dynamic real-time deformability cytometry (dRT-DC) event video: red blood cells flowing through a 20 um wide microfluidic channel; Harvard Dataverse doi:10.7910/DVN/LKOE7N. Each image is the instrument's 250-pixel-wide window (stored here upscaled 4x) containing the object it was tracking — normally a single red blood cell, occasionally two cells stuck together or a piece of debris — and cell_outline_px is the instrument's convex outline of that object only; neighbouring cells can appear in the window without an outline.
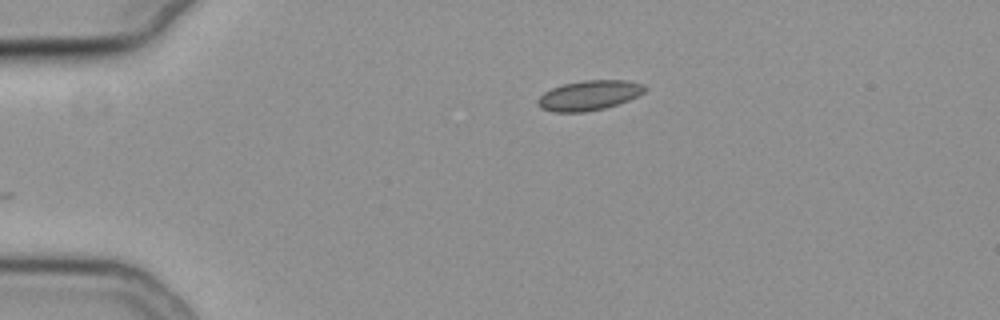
{"species": "common noctule bat (a hibernating species)", "species_latin": "Nyctalus noctula", "temperature_condition": "cold", "stored_images_in_passage": 35, "camera_frame_rate_fps": 3000, "um_per_image_px": 0.085, "animal": {"sex": "female", "body_mass_g": 19.3, "forearm_length_mm": 54.1}, "frame": {"image": 1, "passage_image": 1, "time_ms": 0.0, "image_size_px": [1000, 320], "cell_outline_px": [[648, 88], [644, 92], [628, 100], [604, 108], [584, 112], [552, 112], [540, 108], [536, 104], [536, 100], [544, 92], [552, 88], [564, 84], [584, 80], [628, 80], [644, 84]], "centroid_in_image_um": [50.05, 8.1], "position_along_channel_um": 34.9, "area_um2": 18.67}}
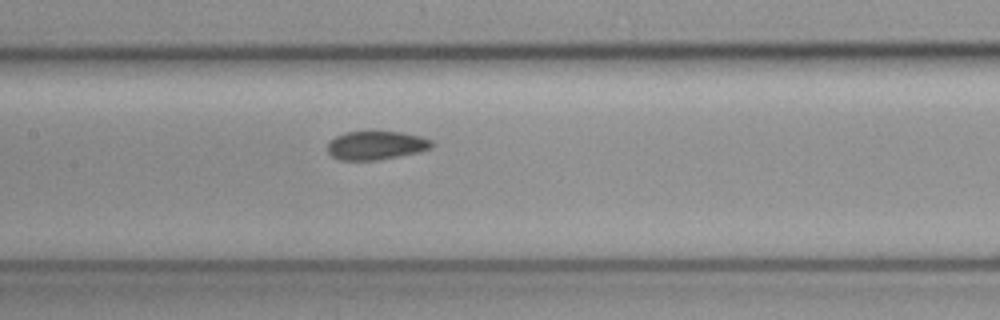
{"frame": {"image": 2, "passage_image": 16, "time_ms": 5.0, "image_size_px": [1000, 320], "cell_outline_px": [[436, 144], [432, 148], [416, 152], [376, 160], [340, 160], [332, 156], [328, 152], [328, 140], [336, 136], [348, 132], [400, 132], [420, 136], [432, 140]], "centroid_in_image_um": [31.97, 12.35], "position_along_channel_um": 175.4, "area_um2": 17.22}}
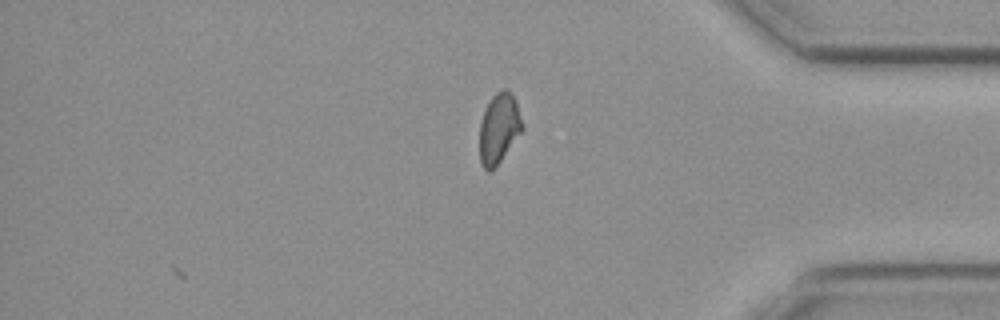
{"frame": {"image": 3, "passage_image": 35, "time_ms": 11.333, "image_size_px": [1000, 320], "cell_outline_px": [[524, 128], [500, 160], [488, 172], [480, 164], [480, 120], [484, 108], [492, 96], [496, 92], [504, 88], [508, 88], [516, 100], [524, 124]], "centroid_in_image_um": [42.41, 10.84], "position_along_channel_um": 392.8, "area_um2": 17.51}, "authors_computed_cell_mechanics": {"area_um2": 17.8024, "velocity_mm_per_s": 3.7929, "shape_relaxation_time_tau1_ms": null, "shape_relaxation_time_tau2_ms": 2.571, "deformation_change_tau1": null, "deformation_change_tau2": 0.0469}}